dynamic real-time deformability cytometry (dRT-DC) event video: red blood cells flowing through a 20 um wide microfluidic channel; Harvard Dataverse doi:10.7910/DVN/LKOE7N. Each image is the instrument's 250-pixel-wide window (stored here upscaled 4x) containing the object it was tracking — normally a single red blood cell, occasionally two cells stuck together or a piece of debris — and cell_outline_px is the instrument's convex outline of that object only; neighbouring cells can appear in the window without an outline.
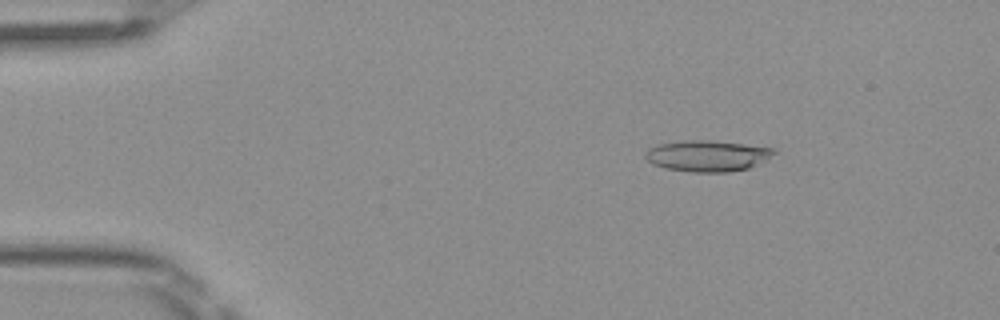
{"species": "Egyptian fruit bat (a non-hibernating species)", "species_latin": "Rousettus aegyptiacus", "temperature_condition": "room temperature", "stored_images_in_passage": 5, "camera_frame_rate_fps": 3000, "um_per_image_px": 0.085, "frame": {"image": 1, "passage_image": 3, "time_ms": 0.667, "image_size_px": [1000, 320], "cell_outline_px": [[776, 152], [764, 160], [748, 168], [728, 172], [692, 172], [664, 168], [652, 164], [644, 156], [644, 152], [648, 148], [656, 144], [684, 140], [704, 140], [744, 144], [776, 148]], "centroid_in_image_um": [60.06, 13.24], "position_along_channel_um": 24.9, "area_um2": 23.29}}